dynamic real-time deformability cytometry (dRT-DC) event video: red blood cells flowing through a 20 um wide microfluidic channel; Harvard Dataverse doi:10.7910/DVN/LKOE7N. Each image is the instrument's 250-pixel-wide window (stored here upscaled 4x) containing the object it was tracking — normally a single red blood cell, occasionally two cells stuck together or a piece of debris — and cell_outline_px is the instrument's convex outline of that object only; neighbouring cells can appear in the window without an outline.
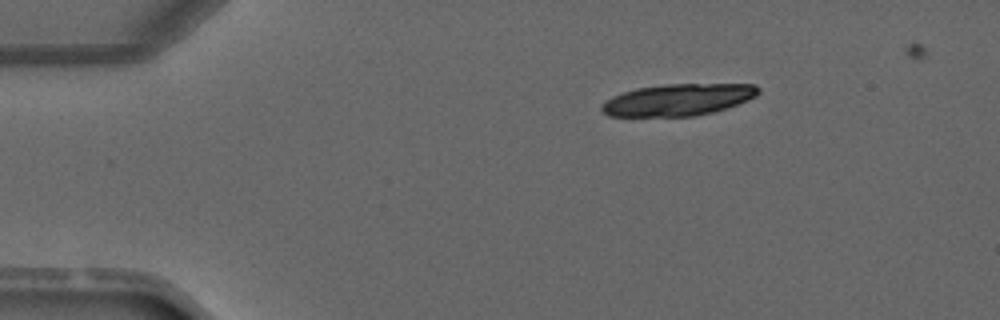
{"species": "common noctule bat (a hibernating species)", "species_latin": "Nyctalus noctula", "temperature_condition": "warm", "stored_images_in_passage": 4, "camera_frame_rate_fps": 3000, "um_per_image_px": 0.085, "animal": {"sex": "male", "forearm_length_mm": 52.5}, "frame": {"image": 1, "passage_image": 1, "time_ms": 0.0, "image_size_px": [1000, 320], "cell_outline_px": [[760, 92], [756, 96], [748, 100], [728, 108], [696, 116], [608, 116], [600, 108], [600, 104], [612, 96], [636, 88], [664, 84], [756, 84], [760, 88]], "centroid_in_image_um": [57.65, 8.47], "position_along_channel_um": 27.3, "area_um2": 29.19}}
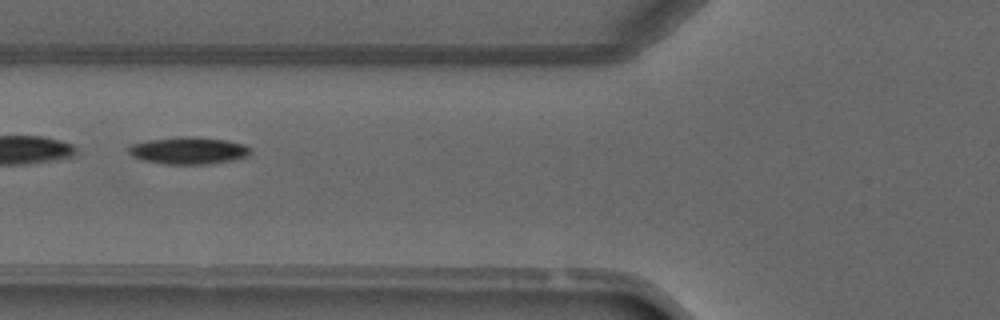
{"frame": {"image": 2, "passage_image": 4, "time_ms": 3.333, "image_size_px": [1000, 320], "cell_outline_px": [[252, 152], [248, 156], [232, 160], [208, 164], [168, 164], [144, 160], [132, 156], [128, 152], [128, 148], [132, 144], [148, 140], [180, 136], [196, 136], [228, 140], [244, 144], [252, 148]], "centroid_in_image_um": [16.07, 12.78], "position_along_channel_um": 109.7, "area_um2": 19.42}}